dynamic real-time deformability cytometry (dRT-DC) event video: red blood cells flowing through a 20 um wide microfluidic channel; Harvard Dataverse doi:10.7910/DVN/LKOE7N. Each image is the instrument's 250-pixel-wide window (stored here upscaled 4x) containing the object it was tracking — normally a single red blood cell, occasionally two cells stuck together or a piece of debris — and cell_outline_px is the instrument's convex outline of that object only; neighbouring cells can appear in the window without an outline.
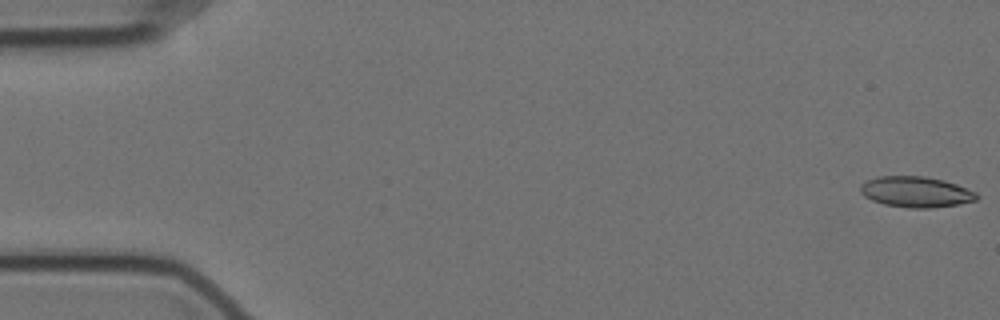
{"species": "Egyptian fruit bat (a non-hibernating species)", "species_latin": "Rousettus aegyptiacus", "temperature_condition": "cold", "stored_images_in_passage": 39, "camera_frame_rate_fps": 3000, "um_per_image_px": 0.085, "animal": {"sex": "female"}, "frame": {"image": 1, "passage_image": 1, "time_ms": 0.0, "image_size_px": [1000, 320], "cell_outline_px": [[980, 196], [976, 200], [956, 204], [932, 208], [912, 208], [884, 204], [872, 200], [864, 196], [860, 192], [860, 184], [876, 176], [924, 176], [944, 180], [956, 184], [976, 192]], "centroid_in_image_um": [77.84, 16.3], "position_along_channel_um": 7.2, "area_um2": 20.81}}
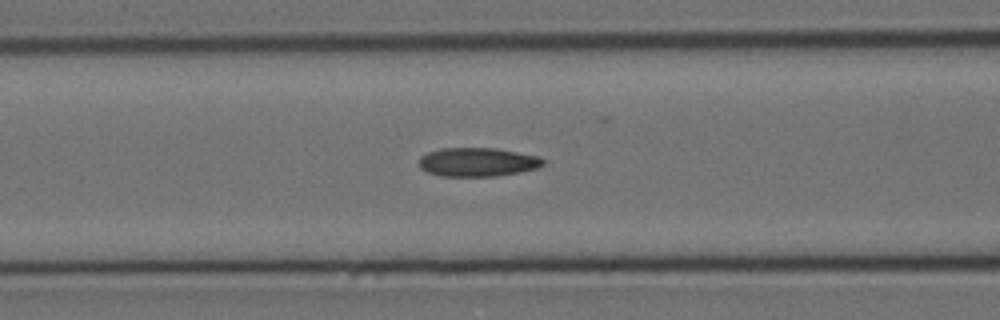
{"frame": {"image": 2, "passage_image": 23, "time_ms": 7.333, "image_size_px": [1000, 320], "cell_outline_px": [[544, 164], [540, 168], [520, 172], [496, 176], [440, 176], [428, 172], [420, 168], [420, 156], [428, 152], [440, 148], [496, 148], [536, 156], [544, 160]], "centroid_in_image_um": [40.59, 13.78], "position_along_channel_um": 126.0, "area_um2": 20.81}}
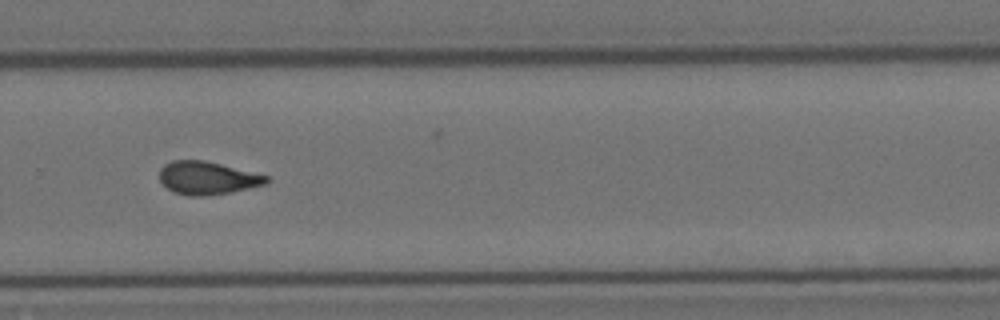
{"frame": {"image": 3, "passage_image": 39, "time_ms": 12.667, "image_size_px": [1000, 320], "cell_outline_px": [[268, 184], [228, 192], [204, 196], [188, 196], [172, 192], [160, 180], [160, 168], [164, 164], [172, 160], [204, 160], [268, 176]], "centroid_in_image_um": [17.59, 15.13], "position_along_channel_um": 312.2, "area_um2": 20.35}}